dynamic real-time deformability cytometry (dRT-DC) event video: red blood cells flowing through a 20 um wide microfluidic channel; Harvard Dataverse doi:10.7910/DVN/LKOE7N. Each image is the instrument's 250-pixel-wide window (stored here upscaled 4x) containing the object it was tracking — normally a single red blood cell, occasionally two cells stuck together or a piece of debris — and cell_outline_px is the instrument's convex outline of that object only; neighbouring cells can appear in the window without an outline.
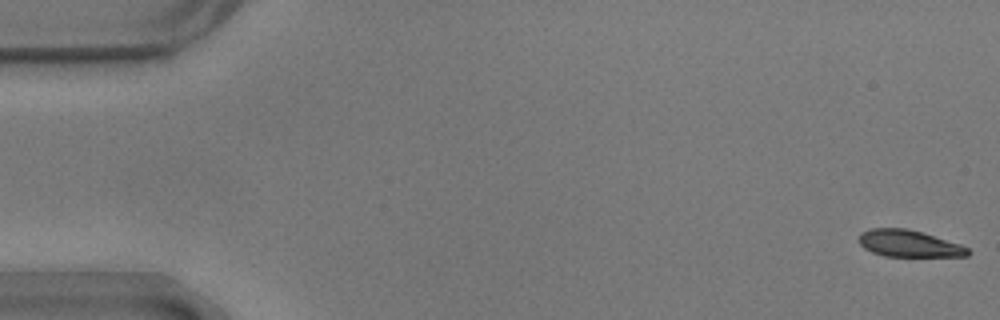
{"species": "common noctule bat (a hibernating species)", "species_latin": "Nyctalus noctula", "temperature_condition": "warm", "stored_images_in_passage": 57, "camera_frame_rate_fps": 3000, "um_per_image_px": 0.085, "animal": {"sex": "male", "body_mass_g": 17.9}, "frame": {"image": 1, "passage_image": 1, "time_ms": 0.0, "image_size_px": [1000, 320], "cell_outline_px": [[972, 252], [968, 256], [884, 256], [872, 252], [864, 248], [856, 240], [860, 232], [872, 228], [904, 228], [924, 232], [960, 244], [968, 248]], "centroid_in_image_um": [77.24, 20.69], "position_along_channel_um": 7.8, "area_um2": 17.22}}
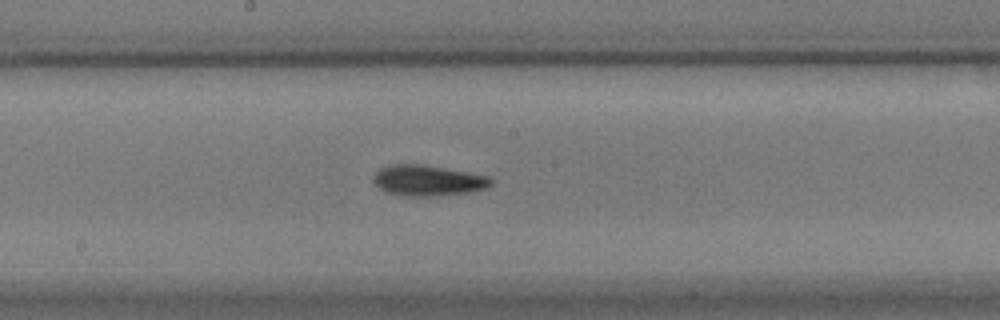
{"frame": {"image": 2, "passage_image": 30, "time_ms": 9.667, "image_size_px": [1000, 320], "cell_outline_px": [[492, 184], [484, 188], [468, 192], [428, 196], [404, 196], [388, 192], [380, 188], [372, 180], [372, 176], [380, 168], [388, 164], [424, 164], [468, 172], [488, 176], [492, 180]], "centroid_in_image_um": [36.32, 15.32], "position_along_channel_um": 211.9, "area_um2": 20.92}}
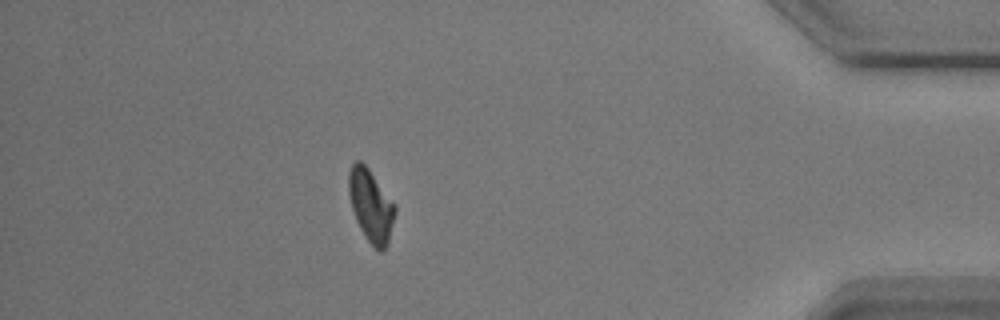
{"frame": {"image": 3, "passage_image": 50, "time_ms": 16.333, "image_size_px": [1000, 320], "cell_outline_px": [[396, 212], [388, 244], [380, 252], [364, 236], [356, 220], [352, 208], [348, 192], [348, 172], [352, 164], [356, 160], [360, 160], [368, 168], [396, 208]], "centroid_in_image_um": [31.5, 17.47], "position_along_channel_um": 403.7, "area_um2": 19.19}, "authors_computed_cell_mechanics": {"area_um2": 19.2474, "velocity_mm_per_s": 3.5567, "shape_relaxation_time_tau1_ms": 3.3237, "shape_relaxation_time_tau2_ms": 2.3144, "deformation_change_tau1": 0.1437, "deformation_change_tau2": 0.0909}}